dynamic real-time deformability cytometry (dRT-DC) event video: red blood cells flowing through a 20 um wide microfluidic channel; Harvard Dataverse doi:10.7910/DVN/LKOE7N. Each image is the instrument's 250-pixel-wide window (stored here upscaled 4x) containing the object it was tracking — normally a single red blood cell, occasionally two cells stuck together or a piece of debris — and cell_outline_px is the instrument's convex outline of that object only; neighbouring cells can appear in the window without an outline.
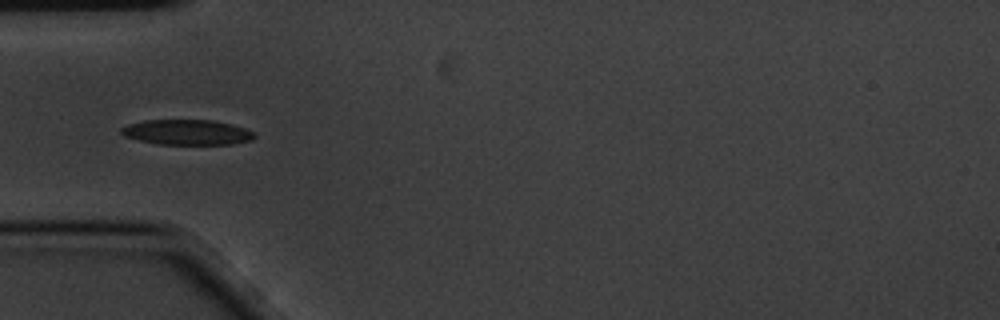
{"species": "common noctule bat (a hibernating species)", "species_latin": "Nyctalus noctula", "temperature_condition": "cold", "stored_images_in_passage": 8, "camera_frame_rate_fps": 3000, "um_per_image_px": 0.085, "animal": {"sex": "male", "body_mass_g": 20.1, "forearm_length_mm": 53.5}, "frame": {"image": 1, "passage_image": 2, "time_ms": 0.333, "image_size_px": [1000, 320], "cell_outline_px": [[256, 136], [252, 140], [232, 144], [156, 144], [124, 136], [120, 132], [120, 128], [128, 124], [144, 120], [212, 120], [232, 124], [244, 128], [252, 132]], "centroid_in_image_um": [15.88, 11.24], "position_along_channel_um": 69.1, "area_um2": 19.54}}
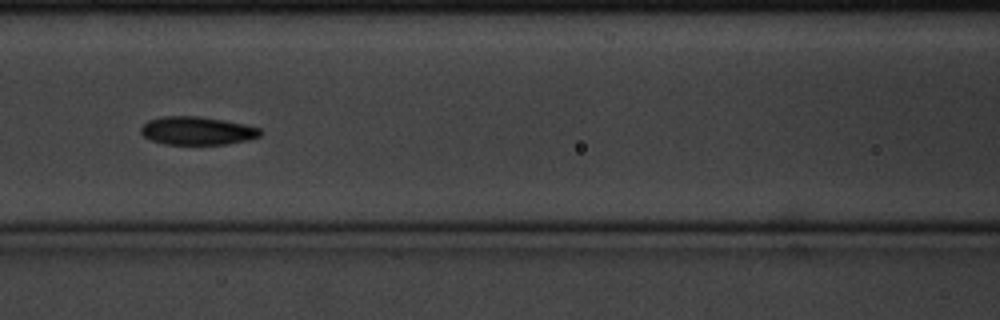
{"frame": {"image": 2, "passage_image": 4, "time_ms": 1.0, "image_size_px": [1000, 320], "cell_outline_px": [[260, 136], [248, 140], [228, 144], [164, 144], [152, 140], [144, 136], [140, 132], [140, 128], [148, 120], [164, 116], [196, 116], [224, 120], [244, 124], [260, 128]], "centroid_in_image_um": [16.75, 11.11], "position_along_channel_um": 149.9, "area_um2": 19.54}}
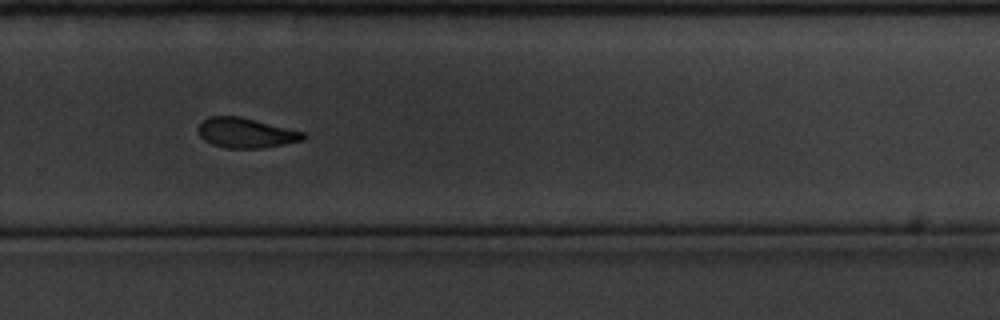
{"frame": {"image": 3, "passage_image": 8, "time_ms": 2.333, "image_size_px": [1000, 320], "cell_outline_px": [[308, 136], [304, 140], [260, 148], [228, 148], [212, 144], [204, 140], [200, 136], [196, 128], [208, 116], [240, 116], [304, 132]], "centroid_in_image_um": [20.89, 11.29], "position_along_channel_um": 308.9, "area_um2": 18.26}}